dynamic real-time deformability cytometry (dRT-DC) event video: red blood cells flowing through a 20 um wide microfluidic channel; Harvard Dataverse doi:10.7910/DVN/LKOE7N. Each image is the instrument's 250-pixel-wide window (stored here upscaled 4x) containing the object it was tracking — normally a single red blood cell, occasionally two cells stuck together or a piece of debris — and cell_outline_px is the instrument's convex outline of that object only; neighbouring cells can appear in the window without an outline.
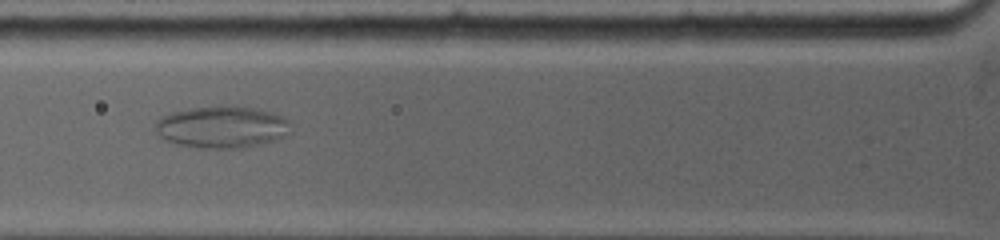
{"species": "common noctule bat (a hibernating species)", "species_latin": "Nyctalus noctula", "temperature_condition": "warm", "stored_images_in_passage": 25, "camera_frame_rate_fps": 5000, "um_per_image_px": 0.085, "animal": {"sex": "female", "body_mass_g": 19.0, "forearm_length_mm": 53.3}, "frame": {"image": 1, "passage_image": 8, "time_ms": 3.8, "image_size_px": [1000, 240], "cell_outline_px": [[288, 120], [280, 136], [276, 140], [244, 148], [196, 148], [180, 144], [168, 140], [160, 136], [156, 132], [156, 120], [160, 116], [172, 112], [188, 108], [216, 104], [228, 104], [256, 108], [280, 116]], "centroid_in_image_um": [18.75, 10.76], "position_along_channel_um": 107.1, "area_um2": 32.89}}
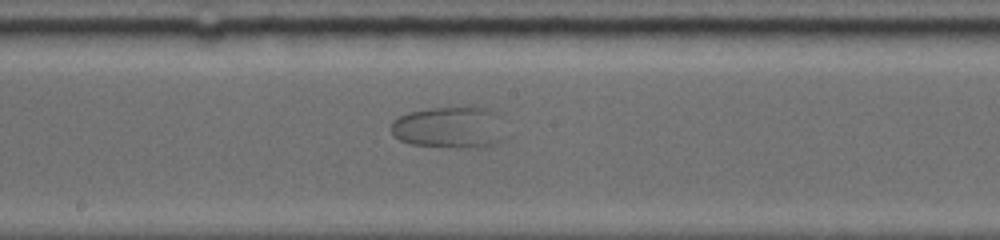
{"frame": {"image": 2, "passage_image": 13, "time_ms": 6.6, "image_size_px": [1000, 240], "cell_outline_px": [[492, 144], [484, 148], [472, 148], [412, 144], [400, 140], [392, 132], [392, 120], [408, 112], [428, 108], [472, 104], [484, 108], [492, 112]], "centroid_in_image_um": [37.94, 10.78], "position_along_channel_um": 210.3, "area_um2": 26.18}}
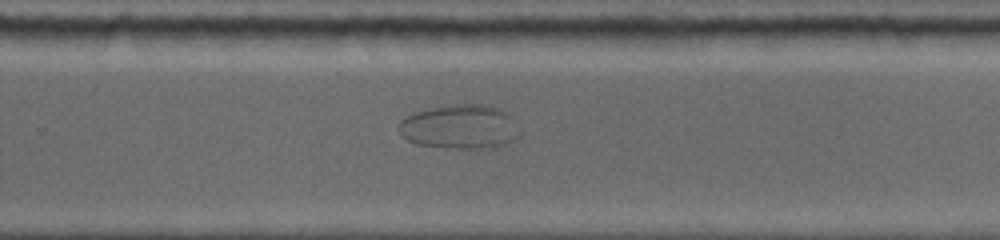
{"frame": {"image": 3, "passage_image": 17, "time_ms": 8.8, "image_size_px": [1000, 240], "cell_outline_px": [[508, 140], [504, 144], [480, 148], [452, 148], [420, 144], [408, 140], [400, 132], [400, 120], [416, 112], [444, 104], [488, 104], [500, 108], [504, 112]], "centroid_in_image_um": [38.83, 10.74], "position_along_channel_um": 291.0, "area_um2": 28.96}}